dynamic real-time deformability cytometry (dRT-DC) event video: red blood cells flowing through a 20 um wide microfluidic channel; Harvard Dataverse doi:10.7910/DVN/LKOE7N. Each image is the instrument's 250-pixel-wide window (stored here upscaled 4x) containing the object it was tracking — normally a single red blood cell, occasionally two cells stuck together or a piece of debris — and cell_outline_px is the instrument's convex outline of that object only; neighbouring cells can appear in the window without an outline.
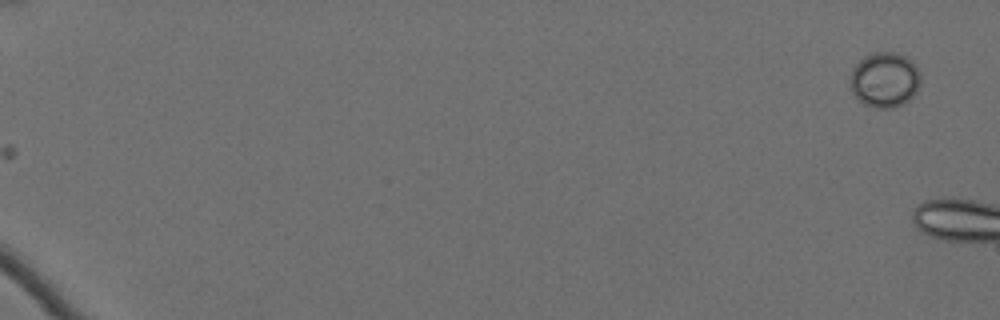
{"species": "Egyptian fruit bat (a non-hibernating species)", "species_latin": "Rousettus aegyptiacus", "temperature_condition": "cold", "stored_images_in_passage": 15, "camera_frame_rate_fps": 3000, "um_per_image_px": 0.085, "animal": {"sex": "female"}, "frame": {"image": 1, "passage_image": 1, "time_ms": 0.0, "image_size_px": [1000, 320], "cell_outline_px": [[920, 84], [916, 92], [904, 104], [892, 108], [876, 108], [864, 104], [852, 92], [852, 68], [864, 56], [872, 52], [900, 52], [912, 60], [916, 64], [920, 72]], "centroid_in_image_um": [75.24, 6.76], "position_along_channel_um": 9.8, "area_um2": 22.77}}